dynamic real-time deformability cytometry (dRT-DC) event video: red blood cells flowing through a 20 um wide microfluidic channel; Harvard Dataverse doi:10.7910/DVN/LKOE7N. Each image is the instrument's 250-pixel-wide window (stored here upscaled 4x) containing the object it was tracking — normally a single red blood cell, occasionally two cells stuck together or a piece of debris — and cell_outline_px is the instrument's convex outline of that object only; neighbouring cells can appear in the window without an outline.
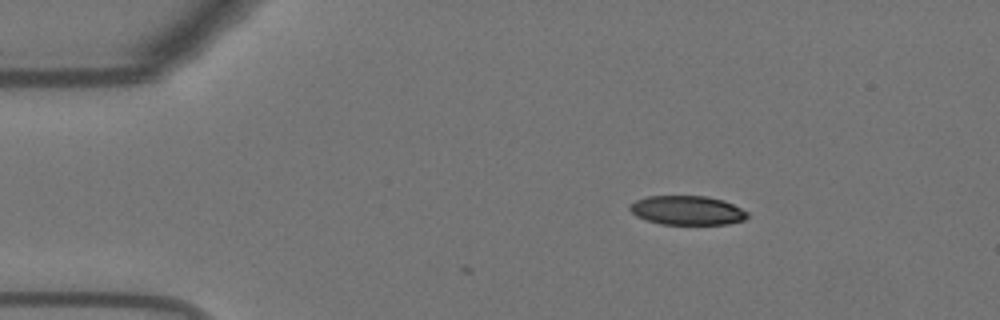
{"species": "Egyptian fruit bat (a non-hibernating species)", "species_latin": "Rousettus aegyptiacus", "temperature_condition": "warm", "stored_images_in_passage": 3, "camera_frame_rate_fps": 3000, "um_per_image_px": 0.085, "animal": {"sex": "female"}, "frame": {"image": 1, "passage_image": 1, "time_ms": 0.0, "image_size_px": [1000, 320], "cell_outline_px": [[748, 216], [744, 220], [728, 224], [660, 224], [636, 216], [628, 208], [628, 204], [636, 200], [648, 196], [704, 196], [724, 200], [748, 212]], "centroid_in_image_um": [58.39, 17.88], "position_along_channel_um": 26.6, "area_um2": 19.94}}